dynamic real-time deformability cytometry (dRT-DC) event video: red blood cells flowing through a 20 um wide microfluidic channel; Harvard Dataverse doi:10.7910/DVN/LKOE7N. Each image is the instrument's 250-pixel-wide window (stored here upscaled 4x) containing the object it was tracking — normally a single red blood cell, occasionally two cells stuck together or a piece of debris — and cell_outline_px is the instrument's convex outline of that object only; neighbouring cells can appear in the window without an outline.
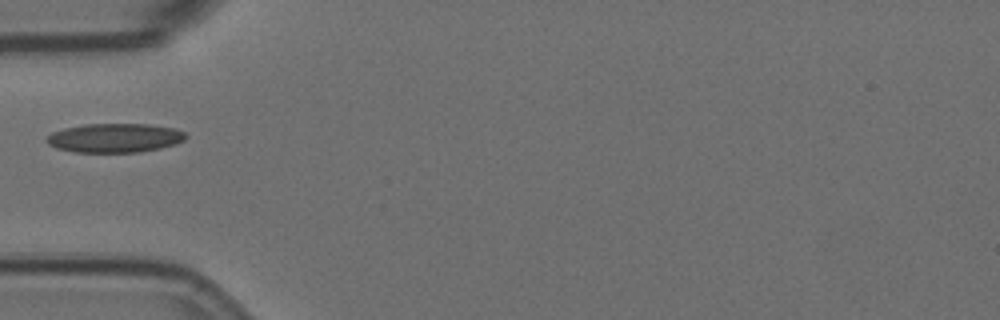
{"species": "Egyptian fruit bat (a non-hibernating species)", "species_latin": "Rousettus aegyptiacus", "temperature_condition": "room temperature", "stored_images_in_passage": 6, "camera_frame_rate_fps": 3000, "um_per_image_px": 0.085, "animal": {"sex": "female"}, "frame": {"image": 1, "passage_image": 5, "time_ms": 1.333, "image_size_px": [1000, 320], "cell_outline_px": [[188, 136], [184, 140], [176, 144], [160, 148], [140, 152], [76, 152], [56, 148], [48, 144], [44, 140], [52, 132], [64, 128], [84, 124], [148, 124], [176, 128], [184, 132]], "centroid_in_image_um": [9.76, 11.72], "position_along_channel_um": 75.2, "area_um2": 23.7}}
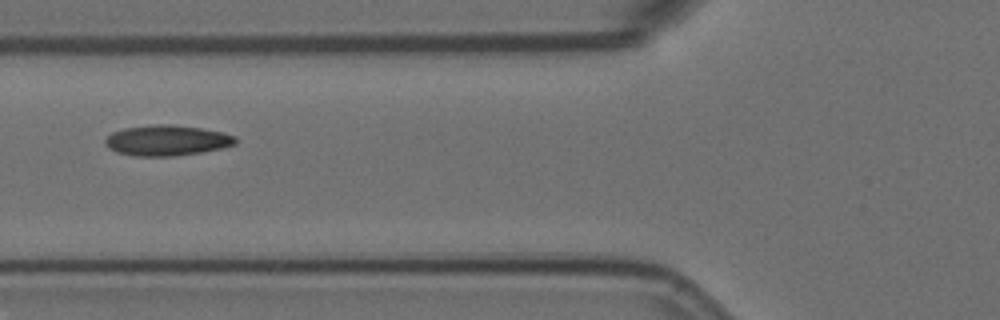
{"frame": {"image": 2, "passage_image": 6, "time_ms": 1.667, "image_size_px": [1000, 320], "cell_outline_px": [[236, 144], [220, 148], [200, 152], [172, 156], [136, 156], [116, 152], [108, 148], [104, 144], [104, 140], [112, 132], [124, 128], [156, 124], [172, 124], [200, 128], [220, 132], [236, 136]], "centroid_in_image_um": [14.14, 11.93], "position_along_channel_um": 111.7, "area_um2": 23.06}}